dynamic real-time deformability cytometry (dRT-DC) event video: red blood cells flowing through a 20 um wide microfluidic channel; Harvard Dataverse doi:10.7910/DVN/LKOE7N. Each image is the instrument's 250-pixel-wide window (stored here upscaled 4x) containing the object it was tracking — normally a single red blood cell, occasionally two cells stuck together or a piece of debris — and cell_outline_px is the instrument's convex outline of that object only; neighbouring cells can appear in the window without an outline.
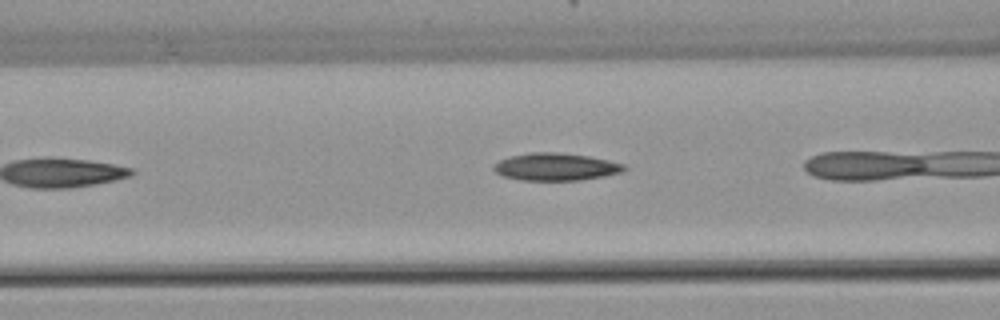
{"species": "common noctule bat (a hibernating species)", "species_latin": "Nyctalus noctula", "temperature_condition": "warm", "stored_images_in_passage": 6, "camera_frame_rate_fps": 3000, "um_per_image_px": 0.085, "animal": {"sex": "female", "body_mass_g": 22.7, "forearm_length_mm": 54.2}, "frame": {"image": 1, "passage_image": 3, "time_ms": 3.667, "image_size_px": [1000, 320], "cell_outline_px": [[628, 168], [624, 172], [604, 176], [580, 180], [520, 180], [504, 176], [496, 172], [492, 168], [500, 160], [512, 156], [532, 152], [556, 152], [588, 156], [608, 160], [624, 164]], "centroid_in_image_um": [47.29, 14.18], "position_along_channel_um": 119.3, "area_um2": 20.75}}
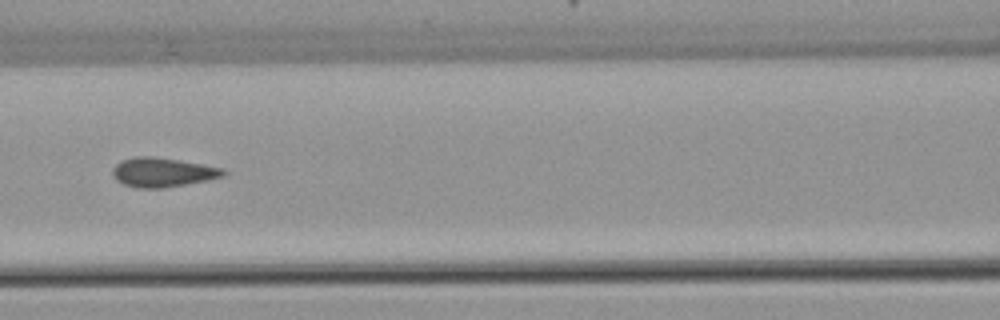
{"frame": {"image": 2, "passage_image": 5, "time_ms": 6.0, "image_size_px": [1000, 320], "cell_outline_px": [[228, 172], [224, 176], [164, 188], [136, 188], [124, 184], [116, 180], [112, 172], [112, 168], [116, 164], [124, 160], [136, 156], [152, 156], [224, 168]], "centroid_in_image_um": [13.8, 14.65], "position_along_channel_um": 152.8, "area_um2": 18.61}}
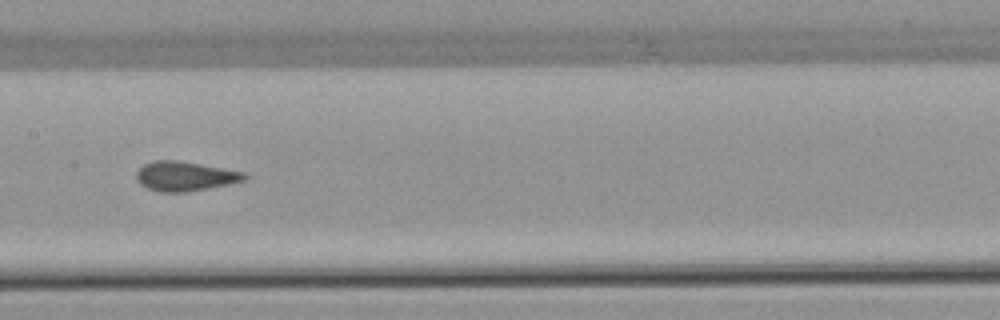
{"frame": {"image": 3, "passage_image": 6, "time_ms": 7.0, "image_size_px": [1000, 320], "cell_outline_px": [[248, 176], [244, 180], [228, 184], [184, 192], [160, 192], [148, 188], [140, 184], [136, 180], [136, 172], [144, 164], [152, 160], [180, 160], [244, 172]], "centroid_in_image_um": [15.68, 14.96], "position_along_channel_um": 191.7, "area_um2": 18.5}}